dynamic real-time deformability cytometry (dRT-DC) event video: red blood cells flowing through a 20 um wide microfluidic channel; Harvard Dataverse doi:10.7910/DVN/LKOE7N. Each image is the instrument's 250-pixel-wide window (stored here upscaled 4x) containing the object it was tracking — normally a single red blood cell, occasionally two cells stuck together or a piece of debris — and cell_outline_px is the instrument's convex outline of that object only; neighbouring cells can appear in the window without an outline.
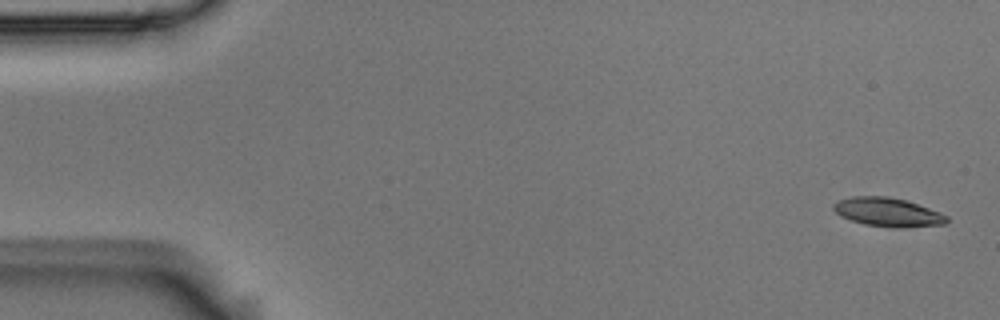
{"species": "Egyptian fruit bat (a non-hibernating species)", "species_latin": "Rousettus aegyptiacus", "temperature_condition": "room temperature", "stored_images_in_passage": 9, "segment_of_instrument_passage": [1, 2], "camera_frame_rate_fps": 3000, "um_per_image_px": 0.085, "animal": {"sex": "male"}, "frame": {"image": 1, "passage_image": 1, "time_ms": 0.0, "image_size_px": [1000, 320], "cell_outline_px": [[948, 220], [944, 224], [900, 228], [864, 224], [840, 216], [832, 208], [832, 204], [840, 200], [852, 196], [888, 196], [904, 200], [940, 212], [948, 216]], "centroid_in_image_um": [75.44, 18.03], "position_along_channel_um": 9.6, "area_um2": 18.79}}
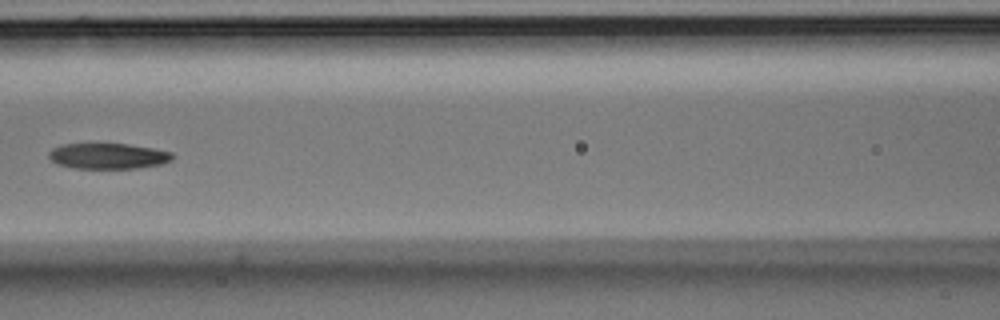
{"frame": {"image": 2, "passage_image": 7, "time_ms": 2.0, "image_size_px": [1000, 320], "cell_outline_px": [[172, 160], [164, 164], [136, 168], [72, 168], [56, 164], [48, 156], [48, 152], [52, 148], [64, 144], [128, 144], [152, 148], [172, 152]], "centroid_in_image_um": [9.18, 13.27], "position_along_channel_um": 157.4, "area_um2": 18.5}}
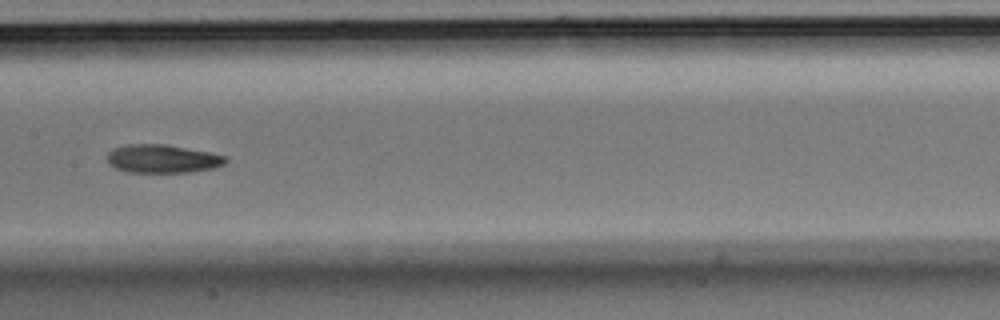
{"frame": {"image": 3, "passage_image": 8, "time_ms": 2.333, "image_size_px": [1000, 320], "cell_outline_px": [[228, 160], [224, 164], [212, 168], [188, 172], [128, 172], [116, 168], [108, 164], [108, 152], [112, 148], [128, 144], [168, 144], [208, 152], [224, 156]], "centroid_in_image_um": [13.77, 13.48], "position_along_channel_um": 193.6, "area_um2": 19.48}}